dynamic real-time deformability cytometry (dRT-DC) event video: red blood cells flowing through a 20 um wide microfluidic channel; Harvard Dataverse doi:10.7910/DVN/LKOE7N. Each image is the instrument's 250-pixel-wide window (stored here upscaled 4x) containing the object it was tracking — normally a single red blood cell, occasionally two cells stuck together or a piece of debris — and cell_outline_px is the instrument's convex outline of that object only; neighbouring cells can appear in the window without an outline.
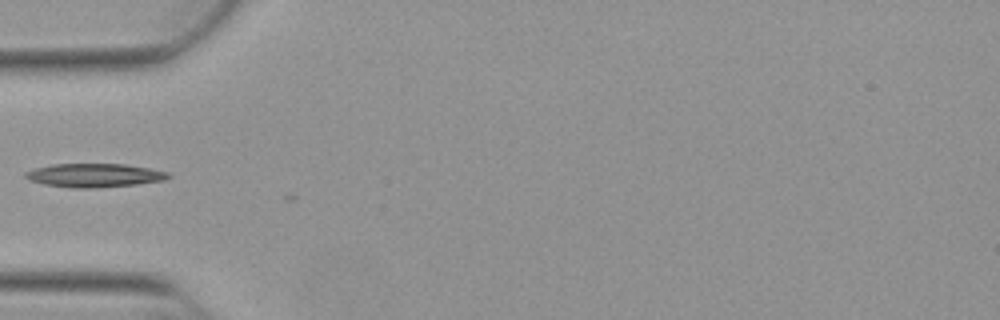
{"species": "Egyptian fruit bat (a non-hibernating species)", "species_latin": "Rousettus aegyptiacus", "temperature_condition": "warm", "stored_images_in_passage": 4, "camera_frame_rate_fps": 3000, "um_per_image_px": 0.085, "animal": {"sex": "female"}, "frame": {"image": 1, "passage_image": 2, "time_ms": 0.333, "image_size_px": [1000, 320], "cell_outline_px": [[172, 176], [164, 180], [136, 184], [96, 188], [72, 188], [44, 184], [28, 180], [24, 176], [24, 172], [36, 168], [52, 164], [124, 164], [148, 168], [168, 172]], "centroid_in_image_um": [8.0, 14.9], "position_along_channel_um": 77.0, "area_um2": 19.65}}